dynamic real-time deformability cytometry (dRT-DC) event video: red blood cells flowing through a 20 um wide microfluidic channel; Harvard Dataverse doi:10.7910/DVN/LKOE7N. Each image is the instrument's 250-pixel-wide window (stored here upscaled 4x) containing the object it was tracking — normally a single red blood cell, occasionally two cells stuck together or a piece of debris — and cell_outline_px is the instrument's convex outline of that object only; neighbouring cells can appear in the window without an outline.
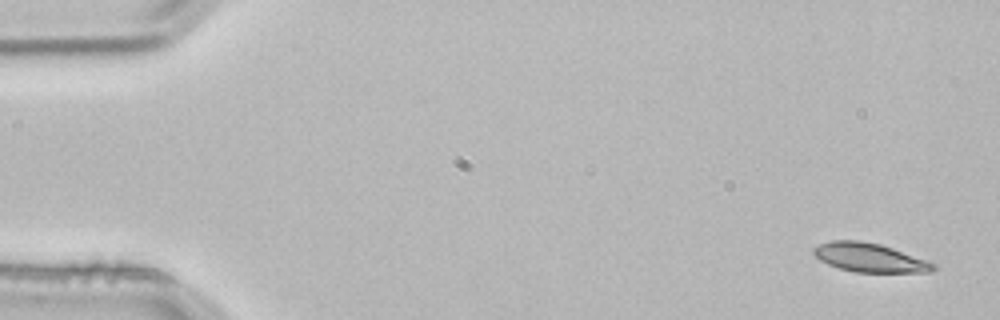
{"species": "common noctule bat (a hibernating species)", "species_latin": "Nyctalus noctula", "temperature_condition": "room temperature", "stored_images_in_passage": 4, "segment_of_instrument_passage": [1, 2], "camera_frame_rate_fps": 3000, "um_per_image_px": 0.085, "animal": {"sex": "male", "body_mass_g": 21.5, "forearm_length_mm": 52.0}, "frame": {"image": 1, "passage_image": 1, "time_ms": 0.0, "image_size_px": [1000, 320], "cell_outline_px": [[936, 268], [932, 272], [856, 272], [840, 268], [828, 264], [820, 260], [812, 252], [812, 248], [820, 244], [832, 240], [860, 240], [880, 244], [892, 248], [936, 264]], "centroid_in_image_um": [73.9, 21.89], "position_along_channel_um": 11.1, "area_um2": 19.94}}
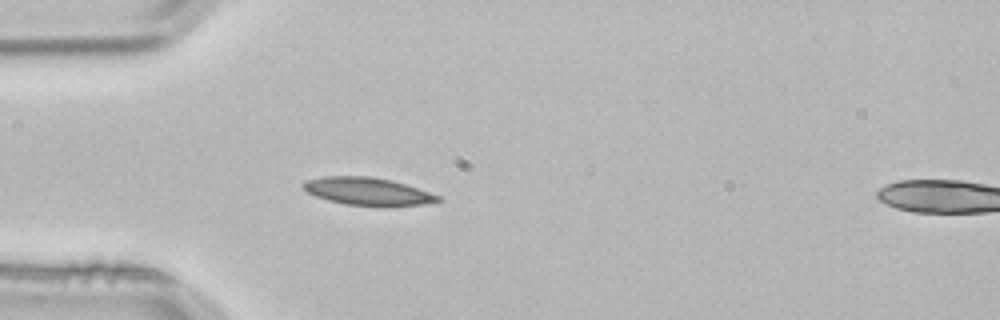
{"frame": {"image": 2, "passage_image": 3, "time_ms": 0.667, "image_size_px": [1000, 320], "cell_outline_px": [[444, 200], [424, 204], [388, 208], [380, 208], [344, 204], [328, 200], [316, 196], [308, 192], [300, 184], [304, 180], [324, 176], [368, 176], [392, 180], [440, 196]], "centroid_in_image_um": [31.26, 16.3], "position_along_channel_um": 53.7, "area_um2": 22.25}}